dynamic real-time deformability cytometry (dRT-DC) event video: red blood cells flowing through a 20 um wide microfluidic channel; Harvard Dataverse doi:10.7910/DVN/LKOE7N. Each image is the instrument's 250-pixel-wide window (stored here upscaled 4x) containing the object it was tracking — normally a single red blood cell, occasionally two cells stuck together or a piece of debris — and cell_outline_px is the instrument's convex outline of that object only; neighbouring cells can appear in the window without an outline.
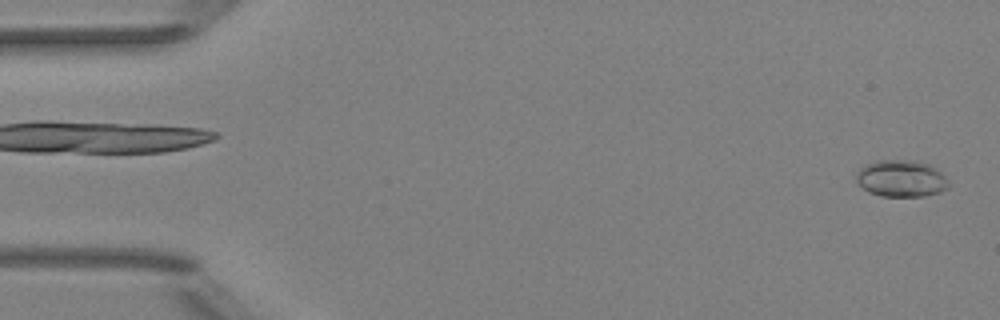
{"species": "Egyptian fruit bat (a non-hibernating species)", "species_latin": "Rousettus aegyptiacus", "temperature_condition": "room temperature", "stored_images_in_passage": 51, "camera_frame_rate_fps": 3000, "um_per_image_px": 0.085, "animal": {"sex": "female"}, "frame": {"image": 1, "passage_image": 1, "time_ms": 0.0, "image_size_px": [1000, 320], "cell_outline_px": [[948, 188], [940, 192], [924, 196], [880, 196], [868, 192], [856, 180], [856, 172], [864, 164], [876, 160], [912, 160], [928, 164], [940, 172], [948, 180]], "centroid_in_image_um": [76.57, 15.17], "position_along_channel_um": 8.4, "area_um2": 19.83}}
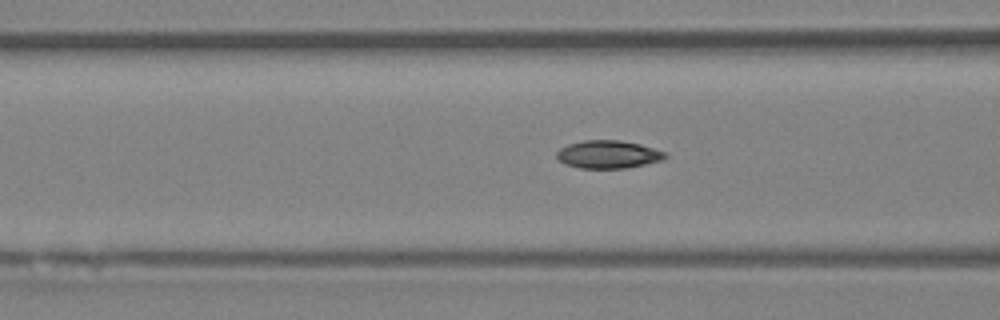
{"frame": {"image": 2, "passage_image": 20, "time_ms": 6.333, "image_size_px": [1000, 320], "cell_outline_px": [[668, 156], [664, 160], [624, 168], [580, 168], [564, 164], [556, 156], [556, 152], [560, 148], [568, 144], [584, 140], [620, 140], [640, 144], [668, 152]], "centroid_in_image_um": [51.72, 13.12], "position_along_channel_um": 114.9, "area_um2": 17.74}}
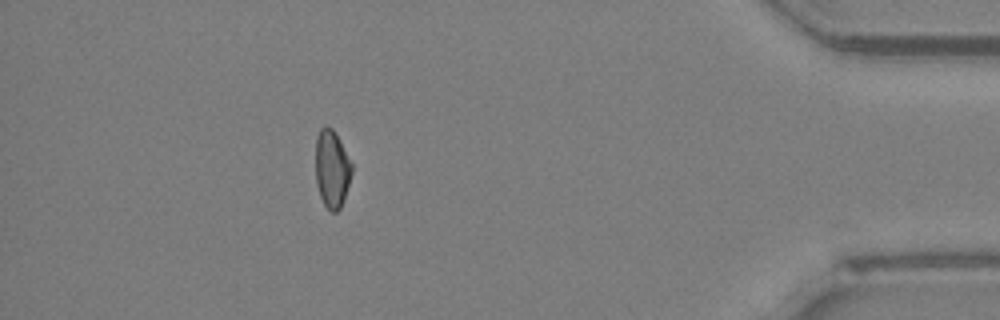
{"frame": {"image": 3, "passage_image": 46, "time_ms": 15.0, "image_size_px": [1000, 320], "cell_outline_px": [[352, 172], [340, 208], [336, 212], [332, 212], [324, 204], [320, 196], [316, 184], [316, 136], [320, 128], [332, 128], [352, 164]], "centroid_in_image_um": [28.19, 14.37], "position_along_channel_um": 407.0, "area_um2": 15.95}, "authors_computed_cell_mechanics": {"area_um2": 17.5134, "velocity_mm_per_s": 3.9811, "shape_relaxation_time_tau1_ms": null, "shape_relaxation_time_tau2_ms": 5.566, "deformation_change_tau1": null, "deformation_change_tau2": 0.0782}}